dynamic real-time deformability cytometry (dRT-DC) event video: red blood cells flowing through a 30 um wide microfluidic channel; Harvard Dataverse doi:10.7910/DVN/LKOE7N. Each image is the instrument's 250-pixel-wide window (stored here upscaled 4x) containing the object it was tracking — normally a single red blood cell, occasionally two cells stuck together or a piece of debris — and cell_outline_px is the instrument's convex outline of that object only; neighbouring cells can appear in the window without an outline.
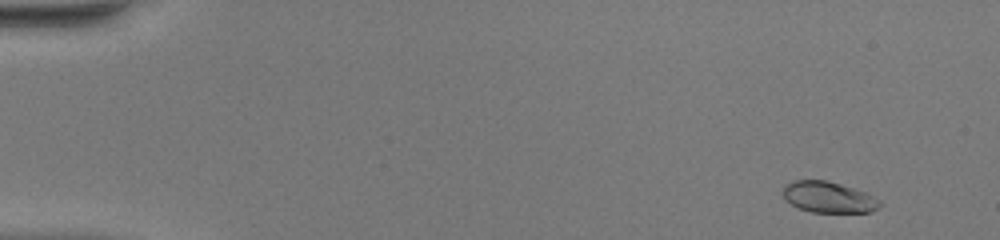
{"species": "common noctule bat (a hibernating species)", "species_latin": "Nyctalus noctula", "temperature_condition": "warm", "stored_images_in_passage": 50, "camera_frame_rate_fps": 3000, "um_per_image_px": 0.085, "animal": {"sex": "female", "body_mass_g": 20.0, "forearm_length_mm": 54.0}, "frame": {"image": 1, "passage_image": 3, "time_ms": 0.667, "image_size_px": [1000, 240], "cell_outline_px": [[880, 204], [872, 212], [812, 212], [800, 208], [792, 204], [784, 196], [784, 184], [792, 180], [824, 180], [840, 184], [864, 192], [880, 200]], "centroid_in_image_um": [70.41, 16.75], "position_along_channel_um": 14.6, "area_um2": 17.17}}
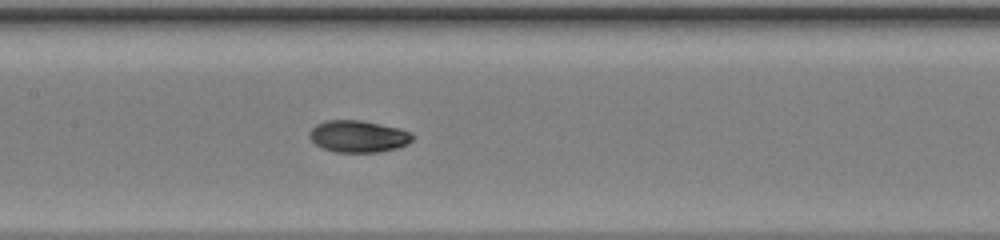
{"frame": {"image": 2, "passage_image": 25, "time_ms": 8.0, "image_size_px": [1000, 240], "cell_outline_px": [[416, 136], [408, 144], [396, 148], [380, 152], [336, 152], [324, 148], [316, 144], [308, 136], [308, 132], [316, 124], [328, 120], [360, 120], [400, 128], [412, 132]], "centroid_in_image_um": [30.48, 11.59], "position_along_channel_um": 176.9, "area_um2": 19.25}}
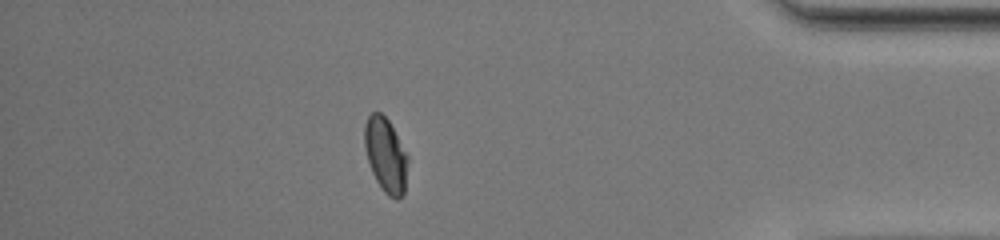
{"frame": {"image": 3, "passage_image": 44, "time_ms": 14.333, "image_size_px": [1000, 240], "cell_outline_px": [[408, 160], [404, 196], [396, 200], [388, 196], [384, 192], [376, 180], [372, 172], [364, 148], [364, 124], [368, 116], [372, 112], [380, 112], [388, 120], [408, 156]], "centroid_in_image_um": [32.78, 13.2], "position_along_channel_um": 402.4, "area_um2": 18.84}, "authors_computed_cell_mechanics": {"area_um2": 18.8428, "velocity_mm_per_s": 4.1216, "shape_relaxation_time_tau1_ms": 4.9466, "shape_relaxation_time_tau2_ms": 1.735, "deformation_change_tau1": 0.1863, "deformation_change_tau2": 0.0427}}